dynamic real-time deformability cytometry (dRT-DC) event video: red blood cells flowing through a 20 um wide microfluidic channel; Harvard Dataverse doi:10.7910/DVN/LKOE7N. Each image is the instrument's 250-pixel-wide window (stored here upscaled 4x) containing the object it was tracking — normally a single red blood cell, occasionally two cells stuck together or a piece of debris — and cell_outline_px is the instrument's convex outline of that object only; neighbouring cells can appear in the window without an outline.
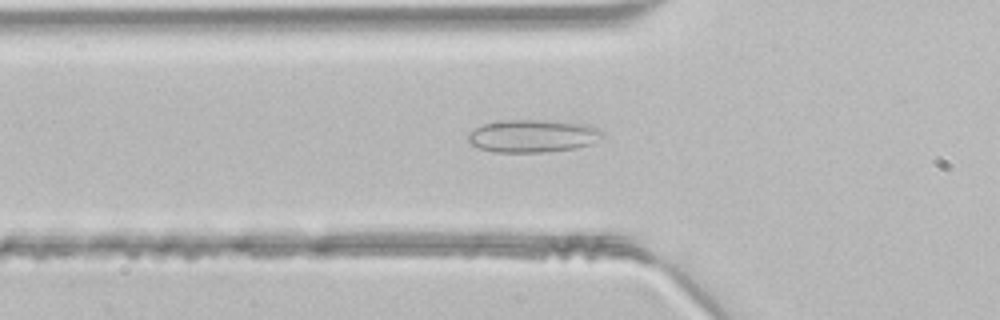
{"species": "common noctule bat (a hibernating species)", "species_latin": "Nyctalus noctula", "temperature_condition": "room temperature", "stored_images_in_passage": 40, "camera_frame_rate_fps": 3000, "um_per_image_px": 0.085, "animal": {"sex": "male", "body_mass_g": 21.5, "forearm_length_mm": 52.0}, "frame": {"image": 1, "passage_image": 14, "time_ms": 4.333, "image_size_px": [1000, 320], "cell_outline_px": [[604, 136], [588, 144], [576, 148], [544, 152], [492, 152], [468, 144], [468, 136], [476, 128], [484, 124], [504, 120], [544, 120], [580, 124], [596, 128], [604, 132]], "centroid_in_image_um": [45.24, 11.57], "position_along_channel_um": 80.6, "area_um2": 25.26}}
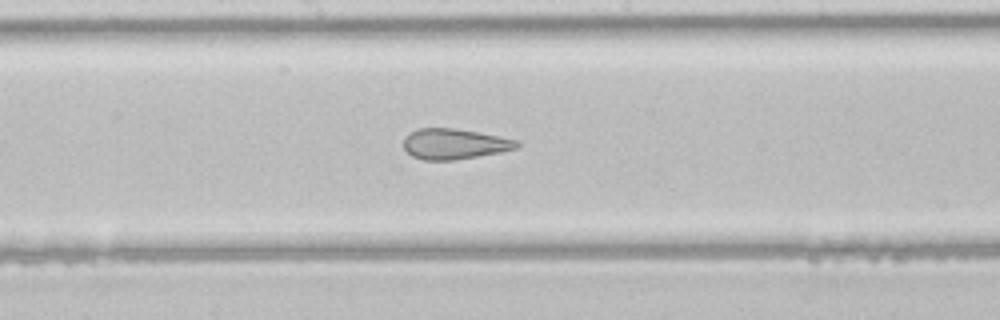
{"frame": {"image": 2, "passage_image": 23, "time_ms": 7.333, "image_size_px": [1000, 320], "cell_outline_px": [[520, 144], [516, 148], [500, 152], [456, 160], [424, 160], [412, 156], [404, 148], [404, 136], [420, 128], [456, 128], [480, 132], [520, 140]], "centroid_in_image_um": [38.65, 12.23], "position_along_channel_um": 209.6, "area_um2": 20.23}}
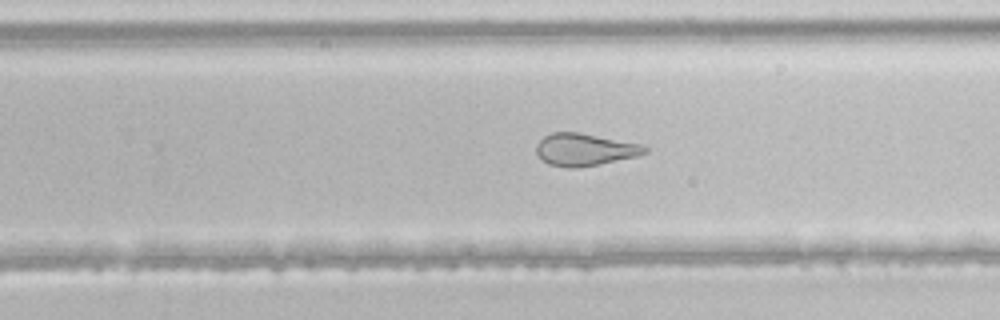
{"frame": {"image": 3, "passage_image": 28, "time_ms": 9.0, "image_size_px": [1000, 320], "cell_outline_px": [[648, 152], [636, 156], [600, 164], [576, 168], [568, 168], [548, 164], [536, 152], [536, 144], [544, 136], [552, 132], [576, 132], [640, 144], [648, 148]], "centroid_in_image_um": [49.68, 12.72], "position_along_channel_um": 280.1, "area_um2": 20.17}}